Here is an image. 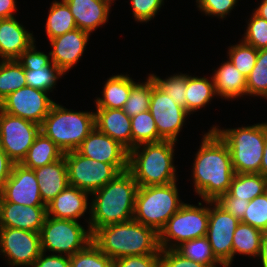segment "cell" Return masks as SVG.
<instances>
[{"mask_svg": "<svg viewBox=\"0 0 267 267\" xmlns=\"http://www.w3.org/2000/svg\"><path fill=\"white\" fill-rule=\"evenodd\" d=\"M175 250L183 257L208 267H225L213 254L206 236L181 243Z\"/></svg>", "mask_w": 267, "mask_h": 267, "instance_id": "obj_32", "label": "cell"}, {"mask_svg": "<svg viewBox=\"0 0 267 267\" xmlns=\"http://www.w3.org/2000/svg\"><path fill=\"white\" fill-rule=\"evenodd\" d=\"M41 253L39 232L0 227V255L9 266L32 267Z\"/></svg>", "mask_w": 267, "mask_h": 267, "instance_id": "obj_12", "label": "cell"}, {"mask_svg": "<svg viewBox=\"0 0 267 267\" xmlns=\"http://www.w3.org/2000/svg\"><path fill=\"white\" fill-rule=\"evenodd\" d=\"M49 94L46 91L25 86L4 98L0 102V110L41 126L55 103Z\"/></svg>", "mask_w": 267, "mask_h": 267, "instance_id": "obj_13", "label": "cell"}, {"mask_svg": "<svg viewBox=\"0 0 267 267\" xmlns=\"http://www.w3.org/2000/svg\"><path fill=\"white\" fill-rule=\"evenodd\" d=\"M92 242L112 260L160 254L159 234L134 219L98 228L93 233Z\"/></svg>", "mask_w": 267, "mask_h": 267, "instance_id": "obj_3", "label": "cell"}, {"mask_svg": "<svg viewBox=\"0 0 267 267\" xmlns=\"http://www.w3.org/2000/svg\"><path fill=\"white\" fill-rule=\"evenodd\" d=\"M76 151L92 160L112 164L120 172L128 170V150L96 128L88 134Z\"/></svg>", "mask_w": 267, "mask_h": 267, "instance_id": "obj_17", "label": "cell"}, {"mask_svg": "<svg viewBox=\"0 0 267 267\" xmlns=\"http://www.w3.org/2000/svg\"><path fill=\"white\" fill-rule=\"evenodd\" d=\"M258 16L267 21V0H261V3H258L257 8L253 10Z\"/></svg>", "mask_w": 267, "mask_h": 267, "instance_id": "obj_54", "label": "cell"}, {"mask_svg": "<svg viewBox=\"0 0 267 267\" xmlns=\"http://www.w3.org/2000/svg\"><path fill=\"white\" fill-rule=\"evenodd\" d=\"M16 3V0H0V19L15 17Z\"/></svg>", "mask_w": 267, "mask_h": 267, "instance_id": "obj_51", "label": "cell"}, {"mask_svg": "<svg viewBox=\"0 0 267 267\" xmlns=\"http://www.w3.org/2000/svg\"><path fill=\"white\" fill-rule=\"evenodd\" d=\"M196 6L206 16L226 18L234 9L238 0H196Z\"/></svg>", "mask_w": 267, "mask_h": 267, "instance_id": "obj_43", "label": "cell"}, {"mask_svg": "<svg viewBox=\"0 0 267 267\" xmlns=\"http://www.w3.org/2000/svg\"><path fill=\"white\" fill-rule=\"evenodd\" d=\"M132 149L144 143H156L164 139L158 134L149 110L131 117Z\"/></svg>", "mask_w": 267, "mask_h": 267, "instance_id": "obj_34", "label": "cell"}, {"mask_svg": "<svg viewBox=\"0 0 267 267\" xmlns=\"http://www.w3.org/2000/svg\"><path fill=\"white\" fill-rule=\"evenodd\" d=\"M46 254V252L42 251L32 267H70L69 256Z\"/></svg>", "mask_w": 267, "mask_h": 267, "instance_id": "obj_49", "label": "cell"}, {"mask_svg": "<svg viewBox=\"0 0 267 267\" xmlns=\"http://www.w3.org/2000/svg\"><path fill=\"white\" fill-rule=\"evenodd\" d=\"M46 216V206H24L0 196V227L40 232Z\"/></svg>", "mask_w": 267, "mask_h": 267, "instance_id": "obj_19", "label": "cell"}, {"mask_svg": "<svg viewBox=\"0 0 267 267\" xmlns=\"http://www.w3.org/2000/svg\"><path fill=\"white\" fill-rule=\"evenodd\" d=\"M41 132V126L0 110V147L14 163H21Z\"/></svg>", "mask_w": 267, "mask_h": 267, "instance_id": "obj_11", "label": "cell"}, {"mask_svg": "<svg viewBox=\"0 0 267 267\" xmlns=\"http://www.w3.org/2000/svg\"><path fill=\"white\" fill-rule=\"evenodd\" d=\"M215 96L212 76L195 77L186 73V111L190 115L205 108Z\"/></svg>", "mask_w": 267, "mask_h": 267, "instance_id": "obj_27", "label": "cell"}, {"mask_svg": "<svg viewBox=\"0 0 267 267\" xmlns=\"http://www.w3.org/2000/svg\"><path fill=\"white\" fill-rule=\"evenodd\" d=\"M64 158L69 185L88 192L90 195L121 173L112 164L92 160L77 151L64 153Z\"/></svg>", "mask_w": 267, "mask_h": 267, "instance_id": "obj_10", "label": "cell"}, {"mask_svg": "<svg viewBox=\"0 0 267 267\" xmlns=\"http://www.w3.org/2000/svg\"><path fill=\"white\" fill-rule=\"evenodd\" d=\"M260 173L267 178V121L265 122V148L263 150Z\"/></svg>", "mask_w": 267, "mask_h": 267, "instance_id": "obj_53", "label": "cell"}, {"mask_svg": "<svg viewBox=\"0 0 267 267\" xmlns=\"http://www.w3.org/2000/svg\"><path fill=\"white\" fill-rule=\"evenodd\" d=\"M17 61L24 70H32V67H46L52 63L50 53L37 51L35 42L17 58Z\"/></svg>", "mask_w": 267, "mask_h": 267, "instance_id": "obj_45", "label": "cell"}, {"mask_svg": "<svg viewBox=\"0 0 267 267\" xmlns=\"http://www.w3.org/2000/svg\"><path fill=\"white\" fill-rule=\"evenodd\" d=\"M63 75L65 73L53 63L46 67H32V70H25L27 86L48 93L55 89L58 79Z\"/></svg>", "mask_w": 267, "mask_h": 267, "instance_id": "obj_37", "label": "cell"}, {"mask_svg": "<svg viewBox=\"0 0 267 267\" xmlns=\"http://www.w3.org/2000/svg\"><path fill=\"white\" fill-rule=\"evenodd\" d=\"M70 267H114V260L105 255L93 242L69 256Z\"/></svg>", "mask_w": 267, "mask_h": 267, "instance_id": "obj_39", "label": "cell"}, {"mask_svg": "<svg viewBox=\"0 0 267 267\" xmlns=\"http://www.w3.org/2000/svg\"><path fill=\"white\" fill-rule=\"evenodd\" d=\"M135 21L147 23L160 12L164 0H130Z\"/></svg>", "mask_w": 267, "mask_h": 267, "instance_id": "obj_44", "label": "cell"}, {"mask_svg": "<svg viewBox=\"0 0 267 267\" xmlns=\"http://www.w3.org/2000/svg\"><path fill=\"white\" fill-rule=\"evenodd\" d=\"M246 93L267 99V49L258 50L255 66L246 78Z\"/></svg>", "mask_w": 267, "mask_h": 267, "instance_id": "obj_36", "label": "cell"}, {"mask_svg": "<svg viewBox=\"0 0 267 267\" xmlns=\"http://www.w3.org/2000/svg\"><path fill=\"white\" fill-rule=\"evenodd\" d=\"M228 60L245 77L251 73L258 57V50L253 46L246 44L242 40L235 45L228 46Z\"/></svg>", "mask_w": 267, "mask_h": 267, "instance_id": "obj_38", "label": "cell"}, {"mask_svg": "<svg viewBox=\"0 0 267 267\" xmlns=\"http://www.w3.org/2000/svg\"><path fill=\"white\" fill-rule=\"evenodd\" d=\"M264 232L249 224L240 222L233 234L232 262L236 254L248 255L256 258L259 256Z\"/></svg>", "mask_w": 267, "mask_h": 267, "instance_id": "obj_31", "label": "cell"}, {"mask_svg": "<svg viewBox=\"0 0 267 267\" xmlns=\"http://www.w3.org/2000/svg\"><path fill=\"white\" fill-rule=\"evenodd\" d=\"M240 222L215 201H209V223L206 237L213 254L225 267H231L233 234Z\"/></svg>", "mask_w": 267, "mask_h": 267, "instance_id": "obj_14", "label": "cell"}, {"mask_svg": "<svg viewBox=\"0 0 267 267\" xmlns=\"http://www.w3.org/2000/svg\"><path fill=\"white\" fill-rule=\"evenodd\" d=\"M14 162L8 157L5 151L0 147V193L5 182L9 179Z\"/></svg>", "mask_w": 267, "mask_h": 267, "instance_id": "obj_50", "label": "cell"}, {"mask_svg": "<svg viewBox=\"0 0 267 267\" xmlns=\"http://www.w3.org/2000/svg\"><path fill=\"white\" fill-rule=\"evenodd\" d=\"M160 267H208L183 257L175 249H160Z\"/></svg>", "mask_w": 267, "mask_h": 267, "instance_id": "obj_47", "label": "cell"}, {"mask_svg": "<svg viewBox=\"0 0 267 267\" xmlns=\"http://www.w3.org/2000/svg\"><path fill=\"white\" fill-rule=\"evenodd\" d=\"M89 38V32L76 28L50 39L52 63L66 74L81 60Z\"/></svg>", "mask_w": 267, "mask_h": 267, "instance_id": "obj_18", "label": "cell"}, {"mask_svg": "<svg viewBox=\"0 0 267 267\" xmlns=\"http://www.w3.org/2000/svg\"><path fill=\"white\" fill-rule=\"evenodd\" d=\"M227 144L235 173H260L265 148V122L238 128L210 127Z\"/></svg>", "mask_w": 267, "mask_h": 267, "instance_id": "obj_6", "label": "cell"}, {"mask_svg": "<svg viewBox=\"0 0 267 267\" xmlns=\"http://www.w3.org/2000/svg\"><path fill=\"white\" fill-rule=\"evenodd\" d=\"M148 110L153 116L158 134L164 140L177 142L178 135L186 122L185 119L189 118L190 114L161 90L154 80Z\"/></svg>", "mask_w": 267, "mask_h": 267, "instance_id": "obj_15", "label": "cell"}, {"mask_svg": "<svg viewBox=\"0 0 267 267\" xmlns=\"http://www.w3.org/2000/svg\"><path fill=\"white\" fill-rule=\"evenodd\" d=\"M0 196L6 201L24 206H46L41 198L34 170L14 163Z\"/></svg>", "mask_w": 267, "mask_h": 267, "instance_id": "obj_16", "label": "cell"}, {"mask_svg": "<svg viewBox=\"0 0 267 267\" xmlns=\"http://www.w3.org/2000/svg\"><path fill=\"white\" fill-rule=\"evenodd\" d=\"M216 97L235 100L247 95L246 78L227 59L212 73Z\"/></svg>", "mask_w": 267, "mask_h": 267, "instance_id": "obj_25", "label": "cell"}, {"mask_svg": "<svg viewBox=\"0 0 267 267\" xmlns=\"http://www.w3.org/2000/svg\"><path fill=\"white\" fill-rule=\"evenodd\" d=\"M114 267H160V254L120 257L114 260Z\"/></svg>", "mask_w": 267, "mask_h": 267, "instance_id": "obj_46", "label": "cell"}, {"mask_svg": "<svg viewBox=\"0 0 267 267\" xmlns=\"http://www.w3.org/2000/svg\"><path fill=\"white\" fill-rule=\"evenodd\" d=\"M155 84L186 110V74L176 73L164 79L150 74Z\"/></svg>", "mask_w": 267, "mask_h": 267, "instance_id": "obj_40", "label": "cell"}, {"mask_svg": "<svg viewBox=\"0 0 267 267\" xmlns=\"http://www.w3.org/2000/svg\"><path fill=\"white\" fill-rule=\"evenodd\" d=\"M137 190V182L126 170L92 193L90 219L86 220L92 234L103 226L132 220Z\"/></svg>", "mask_w": 267, "mask_h": 267, "instance_id": "obj_2", "label": "cell"}, {"mask_svg": "<svg viewBox=\"0 0 267 267\" xmlns=\"http://www.w3.org/2000/svg\"><path fill=\"white\" fill-rule=\"evenodd\" d=\"M64 156L63 151L42 132L36 137L21 164L36 169L51 164Z\"/></svg>", "mask_w": 267, "mask_h": 267, "instance_id": "obj_29", "label": "cell"}, {"mask_svg": "<svg viewBox=\"0 0 267 267\" xmlns=\"http://www.w3.org/2000/svg\"><path fill=\"white\" fill-rule=\"evenodd\" d=\"M215 202L226 212L241 220L250 201L239 198H217Z\"/></svg>", "mask_w": 267, "mask_h": 267, "instance_id": "obj_48", "label": "cell"}, {"mask_svg": "<svg viewBox=\"0 0 267 267\" xmlns=\"http://www.w3.org/2000/svg\"><path fill=\"white\" fill-rule=\"evenodd\" d=\"M178 191L177 182L138 186L133 219L153 228L159 234L169 218L184 204Z\"/></svg>", "mask_w": 267, "mask_h": 267, "instance_id": "obj_7", "label": "cell"}, {"mask_svg": "<svg viewBox=\"0 0 267 267\" xmlns=\"http://www.w3.org/2000/svg\"><path fill=\"white\" fill-rule=\"evenodd\" d=\"M240 221L263 232L267 231V196L265 193L249 202L245 214Z\"/></svg>", "mask_w": 267, "mask_h": 267, "instance_id": "obj_42", "label": "cell"}, {"mask_svg": "<svg viewBox=\"0 0 267 267\" xmlns=\"http://www.w3.org/2000/svg\"><path fill=\"white\" fill-rule=\"evenodd\" d=\"M267 178L261 173H235L229 191L218 198H239L251 201L265 193Z\"/></svg>", "mask_w": 267, "mask_h": 267, "instance_id": "obj_28", "label": "cell"}, {"mask_svg": "<svg viewBox=\"0 0 267 267\" xmlns=\"http://www.w3.org/2000/svg\"><path fill=\"white\" fill-rule=\"evenodd\" d=\"M242 36L241 40L255 49H267V21L253 11Z\"/></svg>", "mask_w": 267, "mask_h": 267, "instance_id": "obj_41", "label": "cell"}, {"mask_svg": "<svg viewBox=\"0 0 267 267\" xmlns=\"http://www.w3.org/2000/svg\"><path fill=\"white\" fill-rule=\"evenodd\" d=\"M87 227L85 229L79 221L46 216L39 232L42 251L58 255H74L92 242L93 234L89 226Z\"/></svg>", "mask_w": 267, "mask_h": 267, "instance_id": "obj_9", "label": "cell"}, {"mask_svg": "<svg viewBox=\"0 0 267 267\" xmlns=\"http://www.w3.org/2000/svg\"><path fill=\"white\" fill-rule=\"evenodd\" d=\"M33 170L39 184L42 201L45 205L51 202L69 185L64 156L51 164Z\"/></svg>", "mask_w": 267, "mask_h": 267, "instance_id": "obj_24", "label": "cell"}, {"mask_svg": "<svg viewBox=\"0 0 267 267\" xmlns=\"http://www.w3.org/2000/svg\"><path fill=\"white\" fill-rule=\"evenodd\" d=\"M175 141L144 143L128 151V171L138 186L167 185L177 182L174 164Z\"/></svg>", "mask_w": 267, "mask_h": 267, "instance_id": "obj_4", "label": "cell"}, {"mask_svg": "<svg viewBox=\"0 0 267 267\" xmlns=\"http://www.w3.org/2000/svg\"><path fill=\"white\" fill-rule=\"evenodd\" d=\"M135 83L129 74L124 73L107 78L101 92L102 97L94 100L96 108L123 109Z\"/></svg>", "mask_w": 267, "mask_h": 267, "instance_id": "obj_26", "label": "cell"}, {"mask_svg": "<svg viewBox=\"0 0 267 267\" xmlns=\"http://www.w3.org/2000/svg\"><path fill=\"white\" fill-rule=\"evenodd\" d=\"M73 14L78 29L89 32L106 24L111 5L104 0H64Z\"/></svg>", "mask_w": 267, "mask_h": 267, "instance_id": "obj_23", "label": "cell"}, {"mask_svg": "<svg viewBox=\"0 0 267 267\" xmlns=\"http://www.w3.org/2000/svg\"><path fill=\"white\" fill-rule=\"evenodd\" d=\"M202 135L192 163V182L202 200L215 201L229 191L235 172L229 148L220 136L213 129Z\"/></svg>", "mask_w": 267, "mask_h": 267, "instance_id": "obj_1", "label": "cell"}, {"mask_svg": "<svg viewBox=\"0 0 267 267\" xmlns=\"http://www.w3.org/2000/svg\"><path fill=\"white\" fill-rule=\"evenodd\" d=\"M25 86H27L25 70L17 59L0 60V102Z\"/></svg>", "mask_w": 267, "mask_h": 267, "instance_id": "obj_33", "label": "cell"}, {"mask_svg": "<svg viewBox=\"0 0 267 267\" xmlns=\"http://www.w3.org/2000/svg\"><path fill=\"white\" fill-rule=\"evenodd\" d=\"M153 79L148 75L144 82H136L132 87L129 97L123 107V111L133 117L149 109Z\"/></svg>", "mask_w": 267, "mask_h": 267, "instance_id": "obj_35", "label": "cell"}, {"mask_svg": "<svg viewBox=\"0 0 267 267\" xmlns=\"http://www.w3.org/2000/svg\"><path fill=\"white\" fill-rule=\"evenodd\" d=\"M54 103L44 118L41 132L50 138L63 153L76 151L95 128L94 111H74Z\"/></svg>", "mask_w": 267, "mask_h": 267, "instance_id": "obj_5", "label": "cell"}, {"mask_svg": "<svg viewBox=\"0 0 267 267\" xmlns=\"http://www.w3.org/2000/svg\"><path fill=\"white\" fill-rule=\"evenodd\" d=\"M76 23L68 4L54 0L46 18L45 32L48 40L76 29Z\"/></svg>", "mask_w": 267, "mask_h": 267, "instance_id": "obj_30", "label": "cell"}, {"mask_svg": "<svg viewBox=\"0 0 267 267\" xmlns=\"http://www.w3.org/2000/svg\"><path fill=\"white\" fill-rule=\"evenodd\" d=\"M95 110V128L130 151L132 149L131 117L123 109L96 108Z\"/></svg>", "mask_w": 267, "mask_h": 267, "instance_id": "obj_22", "label": "cell"}, {"mask_svg": "<svg viewBox=\"0 0 267 267\" xmlns=\"http://www.w3.org/2000/svg\"><path fill=\"white\" fill-rule=\"evenodd\" d=\"M202 202L206 204L202 205ZM198 206L184 203L159 232L160 249H175L181 243L206 236L209 223V200Z\"/></svg>", "mask_w": 267, "mask_h": 267, "instance_id": "obj_8", "label": "cell"}, {"mask_svg": "<svg viewBox=\"0 0 267 267\" xmlns=\"http://www.w3.org/2000/svg\"><path fill=\"white\" fill-rule=\"evenodd\" d=\"M88 192H85L75 186L68 185L51 202L46 205L47 216L56 219H66L78 221L89 214L90 219V201Z\"/></svg>", "mask_w": 267, "mask_h": 267, "instance_id": "obj_20", "label": "cell"}, {"mask_svg": "<svg viewBox=\"0 0 267 267\" xmlns=\"http://www.w3.org/2000/svg\"><path fill=\"white\" fill-rule=\"evenodd\" d=\"M258 259L262 267H267V231L264 232Z\"/></svg>", "mask_w": 267, "mask_h": 267, "instance_id": "obj_52", "label": "cell"}, {"mask_svg": "<svg viewBox=\"0 0 267 267\" xmlns=\"http://www.w3.org/2000/svg\"><path fill=\"white\" fill-rule=\"evenodd\" d=\"M15 17L0 19V60L17 59L35 41L33 32Z\"/></svg>", "mask_w": 267, "mask_h": 267, "instance_id": "obj_21", "label": "cell"}, {"mask_svg": "<svg viewBox=\"0 0 267 267\" xmlns=\"http://www.w3.org/2000/svg\"><path fill=\"white\" fill-rule=\"evenodd\" d=\"M104 1L108 2L112 6L115 0H104Z\"/></svg>", "mask_w": 267, "mask_h": 267, "instance_id": "obj_55", "label": "cell"}, {"mask_svg": "<svg viewBox=\"0 0 267 267\" xmlns=\"http://www.w3.org/2000/svg\"><path fill=\"white\" fill-rule=\"evenodd\" d=\"M265 194H266V196H267V185H266V188H265Z\"/></svg>", "mask_w": 267, "mask_h": 267, "instance_id": "obj_56", "label": "cell"}]
</instances>
